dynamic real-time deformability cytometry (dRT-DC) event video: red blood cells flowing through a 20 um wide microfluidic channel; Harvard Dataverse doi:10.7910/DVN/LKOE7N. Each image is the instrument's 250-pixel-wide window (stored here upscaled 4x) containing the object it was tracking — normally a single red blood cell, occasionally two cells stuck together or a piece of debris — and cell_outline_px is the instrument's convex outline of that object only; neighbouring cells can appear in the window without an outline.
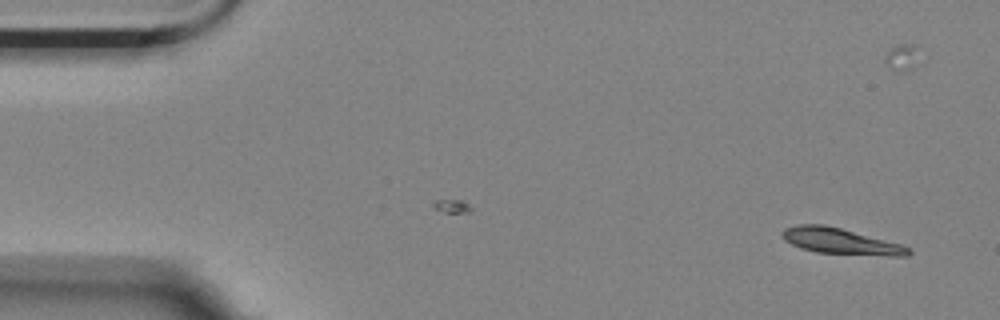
{"species": "Egyptian fruit bat (a non-hibernating species)", "species_latin": "Rousettus aegyptiacus", "temperature_condition": "room temperature", "stored_images_in_passage": 5, "camera_frame_rate_fps": 3000, "um_per_image_px": 0.085, "animal": {"sex": "female"}, "frame": {"image": 1, "passage_image": 1, "time_ms": 0.0, "image_size_px": [1000, 320], "cell_outline_px": [[912, 252], [908, 256], [888, 256], [816, 252], [800, 248], [784, 240], [780, 232], [784, 228], [796, 224], [824, 224], [840, 228], [900, 244], [908, 248]], "centroid_in_image_um": [71.39, 20.5], "position_along_channel_um": 13.6, "area_um2": 18.96}}
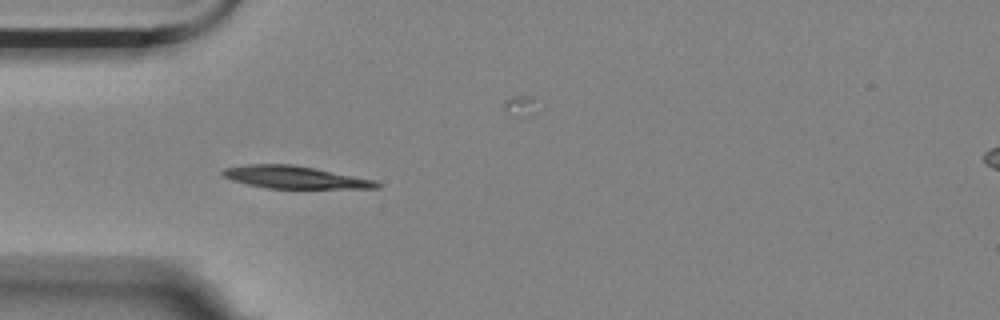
{"frame": {"image": 2, "passage_image": 5, "time_ms": 1.333, "image_size_px": [1000, 320], "cell_outline_px": [[380, 188], [268, 188], [248, 184], [232, 180], [224, 176], [220, 172], [224, 168], [248, 164], [292, 164], [372, 180], [380, 184]], "centroid_in_image_um": [24.97, 15.06], "position_along_channel_um": 60.0, "area_um2": 19.59}}